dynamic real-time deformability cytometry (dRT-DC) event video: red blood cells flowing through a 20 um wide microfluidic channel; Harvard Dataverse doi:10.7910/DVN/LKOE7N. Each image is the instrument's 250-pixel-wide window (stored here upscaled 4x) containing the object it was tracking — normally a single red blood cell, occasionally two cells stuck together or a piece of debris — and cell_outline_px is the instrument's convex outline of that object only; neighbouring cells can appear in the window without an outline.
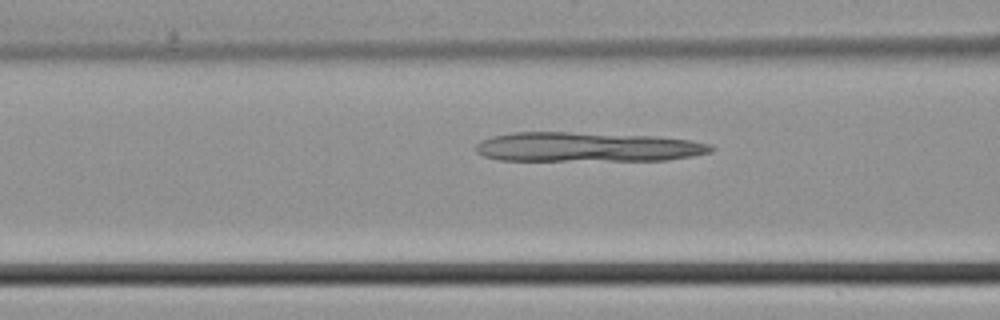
{"species": "common noctule bat (a hibernating species)", "species_latin": "Nyctalus noctula", "temperature_condition": "cold", "stored_images_in_passage": 15, "camera_frame_rate_fps": 3000, "um_per_image_px": 0.085, "animal": {"sex": "male", "body_mass_g": 21.5, "forearm_length_mm": 52.0}, "frame": {"image": 1, "passage_image": 7, "time_ms": 2.0, "image_size_px": [1000, 320], "cell_outline_px": [[716, 148], [712, 152], [692, 156], [668, 160], [500, 160], [484, 156], [476, 152], [476, 144], [480, 140], [492, 136], [512, 132], [568, 132], [652, 136], [688, 140], [712, 144]], "centroid_in_image_um": [49.91, 12.49], "position_along_channel_um": 116.7, "area_um2": 40.46}}
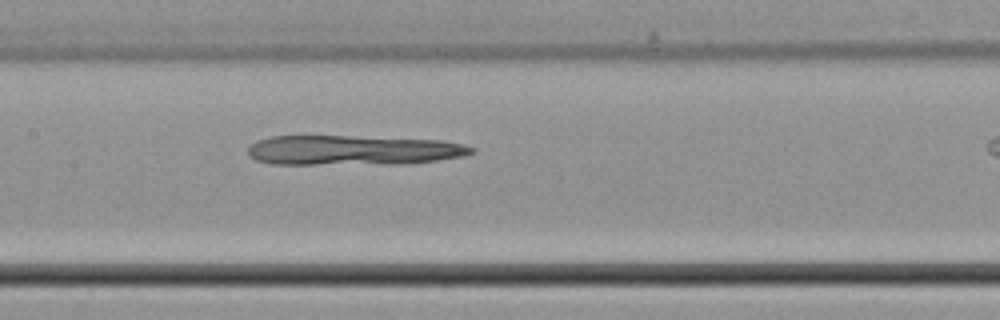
{"frame": {"image": 2, "passage_image": 11, "time_ms": 3.333, "image_size_px": [1000, 320], "cell_outline_px": [[476, 152], [464, 156], [436, 160], [400, 164], [272, 164], [256, 160], [248, 156], [248, 148], [256, 140], [272, 136], [348, 136], [440, 140], [464, 144], [476, 148]], "centroid_in_image_um": [30.01, 12.77], "position_along_channel_um": 177.4, "area_um2": 39.02}}
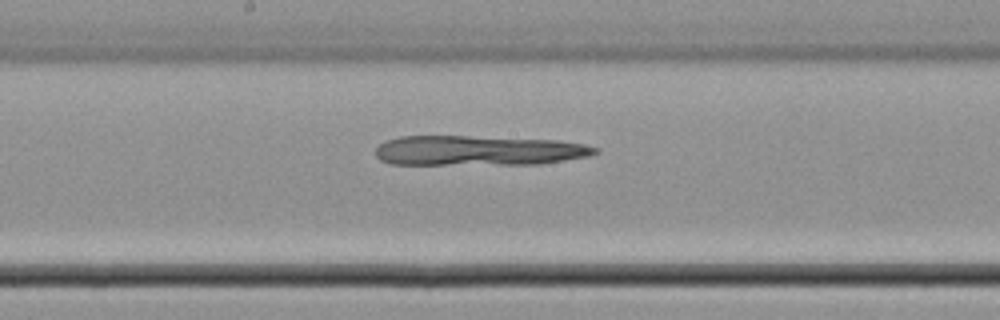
{"frame": {"image": 3, "passage_image": 13, "time_ms": 4.0, "image_size_px": [1000, 320], "cell_outline_px": [[600, 152], [588, 156], [540, 164], [392, 164], [380, 160], [376, 156], [376, 148], [384, 140], [400, 136], [468, 136], [556, 140], [584, 144], [600, 148]], "centroid_in_image_um": [40.66, 12.79], "position_along_channel_um": 207.5, "area_um2": 38.38}}